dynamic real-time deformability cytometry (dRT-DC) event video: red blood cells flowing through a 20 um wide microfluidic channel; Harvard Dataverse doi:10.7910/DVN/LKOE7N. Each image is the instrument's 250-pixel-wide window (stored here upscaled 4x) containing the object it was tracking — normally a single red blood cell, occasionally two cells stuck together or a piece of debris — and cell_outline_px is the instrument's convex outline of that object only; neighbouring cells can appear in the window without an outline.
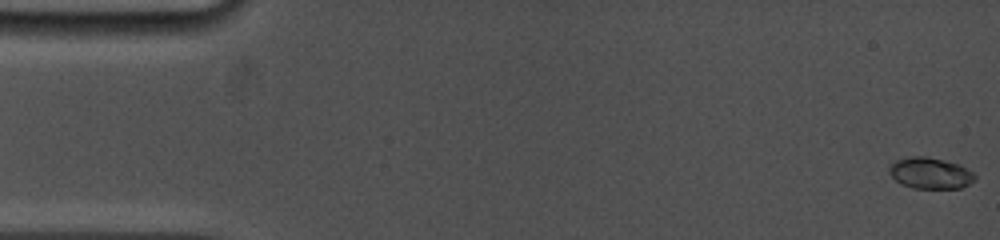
{"species": "common noctule bat (a hibernating species)", "species_latin": "Nyctalus noctula", "temperature_condition": "cold", "stored_images_in_passage": 48, "camera_frame_rate_fps": 5000, "um_per_image_px": 0.085, "animal": {"sex": "female", "body_mass_g": 19.0, "forearm_length_mm": 53.3}, "frame": {"image": 1, "passage_image": 1, "time_ms": 0.0, "image_size_px": [1000, 240], "cell_outline_px": [[976, 180], [960, 188], [912, 188], [900, 184], [888, 172], [888, 168], [896, 160], [908, 156], [924, 156], [944, 160], [960, 164], [972, 172], [976, 176]], "centroid_in_image_um": [79.06, 14.71], "position_along_channel_um": 5.9, "area_um2": 15.66}}
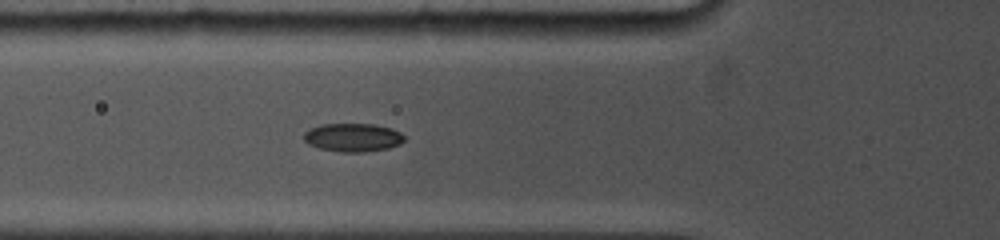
{"frame": {"image": 2, "passage_image": 37, "time_ms": 5.8, "image_size_px": [1000, 240], "cell_outline_px": [[404, 140], [400, 144], [388, 148], [364, 152], [340, 152], [320, 148], [308, 144], [304, 140], [304, 132], [320, 124], [372, 124], [392, 128], [400, 132], [404, 136]], "centroid_in_image_um": [30.0, 11.68], "position_along_channel_um": 95.8, "area_um2": 16.59}}
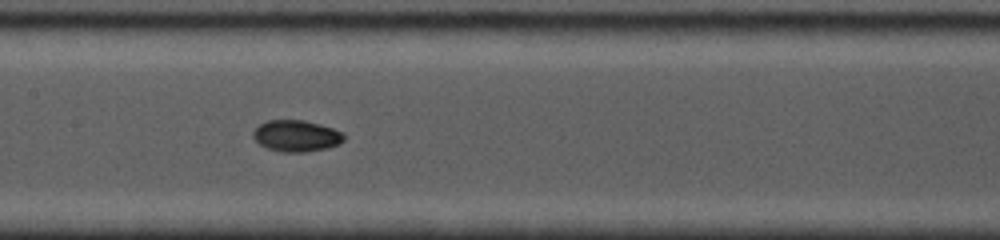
{"frame": {"image": 3, "passage_image": 47, "time_ms": 8.0, "image_size_px": [1000, 240], "cell_outline_px": [[344, 140], [340, 144], [328, 148], [308, 152], [280, 152], [268, 148], [260, 144], [252, 136], [252, 132], [260, 124], [268, 120], [304, 120], [320, 124], [344, 132]], "centroid_in_image_um": [25.22, 11.55], "position_along_channel_um": 182.2, "area_um2": 16.76}}